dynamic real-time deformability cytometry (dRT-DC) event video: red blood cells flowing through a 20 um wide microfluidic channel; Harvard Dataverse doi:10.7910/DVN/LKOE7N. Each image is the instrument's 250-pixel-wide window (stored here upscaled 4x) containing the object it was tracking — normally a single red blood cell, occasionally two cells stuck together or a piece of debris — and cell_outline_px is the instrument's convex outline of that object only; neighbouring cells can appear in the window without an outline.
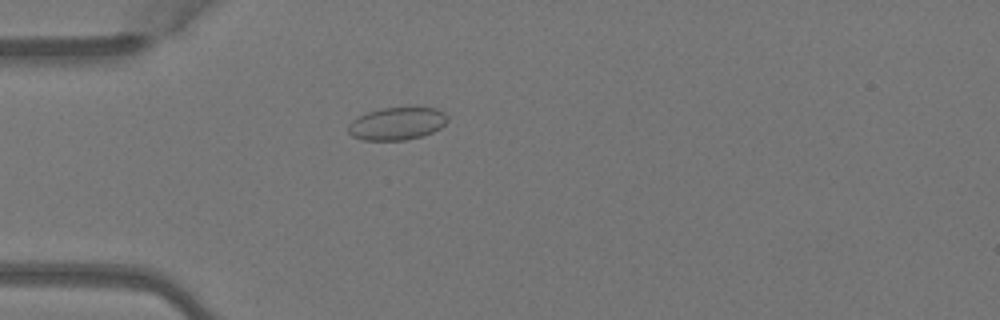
{"species": "Egyptian fruit bat (a non-hibernating species)", "species_latin": "Rousettus aegyptiacus", "temperature_condition": "warm", "stored_images_in_passage": 5, "camera_frame_rate_fps": 3000, "um_per_image_px": 0.085, "animal": {"sex": "female"}, "frame": {"image": 1, "passage_image": 5, "time_ms": 1.333, "image_size_px": [1000, 320], "cell_outline_px": [[448, 120], [440, 128], [432, 132], [420, 136], [404, 140], [364, 140], [352, 136], [348, 132], [348, 124], [352, 120], [368, 112], [384, 108], [436, 108], [444, 112], [448, 116]], "centroid_in_image_um": [33.74, 10.51], "position_along_channel_um": 51.3, "area_um2": 18.67}}